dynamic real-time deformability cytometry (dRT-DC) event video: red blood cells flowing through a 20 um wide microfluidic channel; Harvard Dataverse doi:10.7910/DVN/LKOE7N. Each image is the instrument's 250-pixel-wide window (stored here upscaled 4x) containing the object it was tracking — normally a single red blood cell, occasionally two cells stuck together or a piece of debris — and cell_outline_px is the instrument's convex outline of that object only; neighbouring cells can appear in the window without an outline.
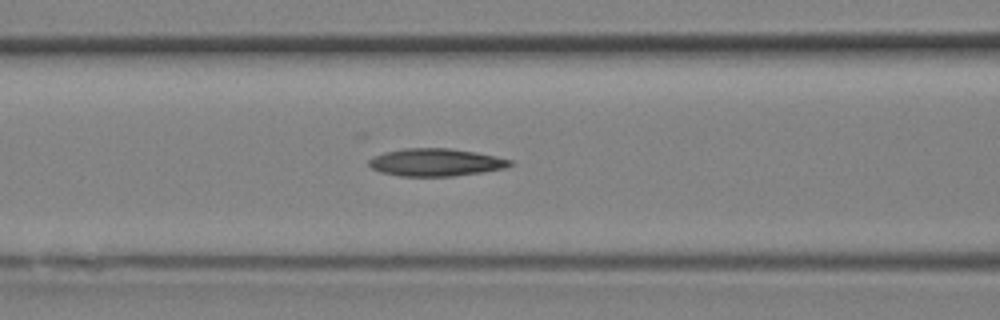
{"species": "Egyptian fruit bat (a non-hibernating species)", "species_latin": "Rousettus aegyptiacus", "temperature_condition": "room temperature", "stored_images_in_passage": 16, "camera_frame_rate_fps": 3000, "um_per_image_px": 0.085, "animal": {"sex": "female"}, "frame": {"image": 1, "passage_image": 10, "time_ms": 3.0, "image_size_px": [1000, 320], "cell_outline_px": [[516, 164], [504, 168], [484, 172], [452, 176], [400, 176], [380, 172], [372, 168], [368, 164], [368, 160], [372, 156], [384, 152], [404, 148], [448, 148], [476, 152], [496, 156], [512, 160]], "centroid_in_image_um": [37.05, 13.79], "position_along_channel_um": 129.6, "area_um2": 22.89}}
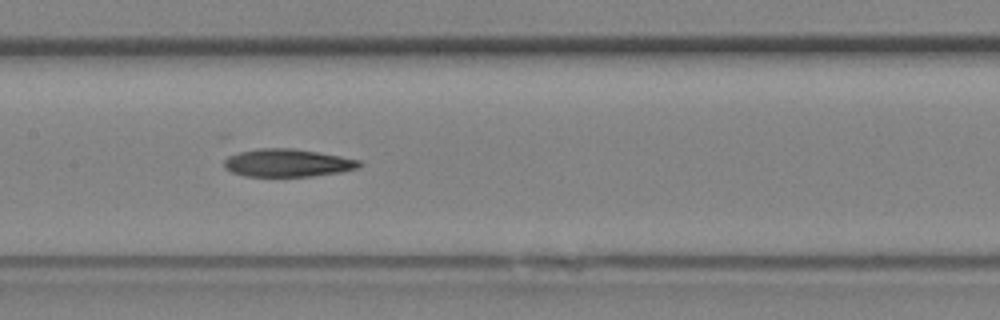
{"frame": {"image": 2, "passage_image": 12, "time_ms": 3.667, "image_size_px": [1000, 320], "cell_outline_px": [[364, 164], [360, 168], [340, 172], [312, 176], [244, 176], [232, 172], [224, 168], [224, 160], [228, 156], [240, 152], [260, 148], [292, 148], [340, 156], [360, 160]], "centroid_in_image_um": [24.46, 13.85], "position_along_channel_um": 182.9, "area_um2": 21.91}}